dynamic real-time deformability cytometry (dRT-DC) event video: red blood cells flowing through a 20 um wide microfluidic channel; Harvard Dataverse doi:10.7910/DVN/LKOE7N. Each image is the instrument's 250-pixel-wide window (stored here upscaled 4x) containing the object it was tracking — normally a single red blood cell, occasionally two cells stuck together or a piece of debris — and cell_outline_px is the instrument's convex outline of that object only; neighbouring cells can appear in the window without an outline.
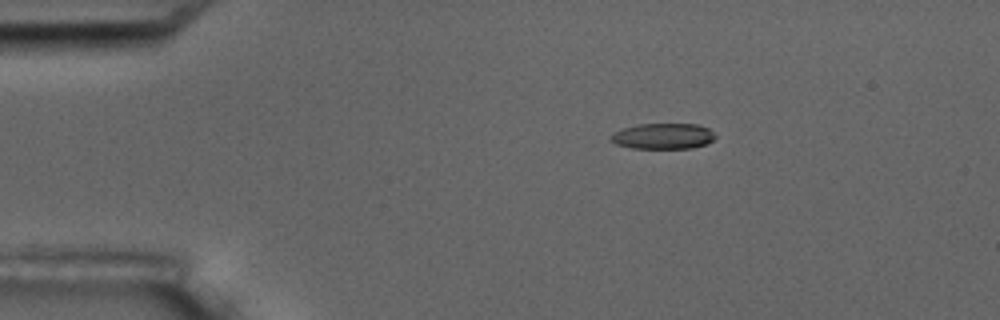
{"species": "common noctule bat (a hibernating species)", "species_latin": "Nyctalus noctula", "temperature_condition": "room temperature", "stored_images_in_passage": 3, "camera_frame_rate_fps": 3000, "um_per_image_px": 0.085, "animal": {"sex": "male", "body_mass_g": 17.5, "forearm_length_mm": 52.3}, "frame": {"image": 1, "passage_image": 1, "time_ms": 0.0, "image_size_px": [1000, 320], "cell_outline_px": [[716, 136], [708, 144], [692, 148], [632, 148], [616, 144], [608, 136], [624, 128], [636, 124], [696, 124], [708, 128]], "centroid_in_image_um": [56.37, 11.57], "position_along_channel_um": 28.6, "area_um2": 15.61}}
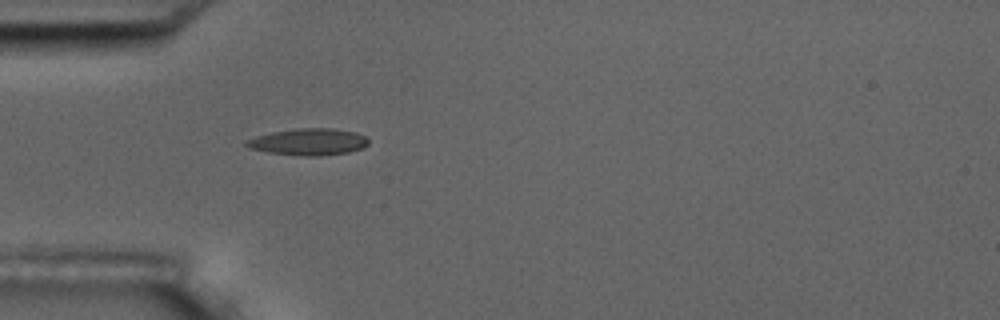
{"frame": {"image": 2, "passage_image": 3, "time_ms": 2.333, "image_size_px": [1000, 320], "cell_outline_px": [[368, 144], [364, 148], [348, 152], [320, 156], [300, 156], [268, 152], [248, 148], [244, 144], [248, 140], [256, 136], [272, 132], [296, 128], [332, 128], [356, 132], [364, 136], [368, 140]], "centroid_in_image_um": [26.23, 12.06], "position_along_channel_um": 58.8, "area_um2": 19.07}}